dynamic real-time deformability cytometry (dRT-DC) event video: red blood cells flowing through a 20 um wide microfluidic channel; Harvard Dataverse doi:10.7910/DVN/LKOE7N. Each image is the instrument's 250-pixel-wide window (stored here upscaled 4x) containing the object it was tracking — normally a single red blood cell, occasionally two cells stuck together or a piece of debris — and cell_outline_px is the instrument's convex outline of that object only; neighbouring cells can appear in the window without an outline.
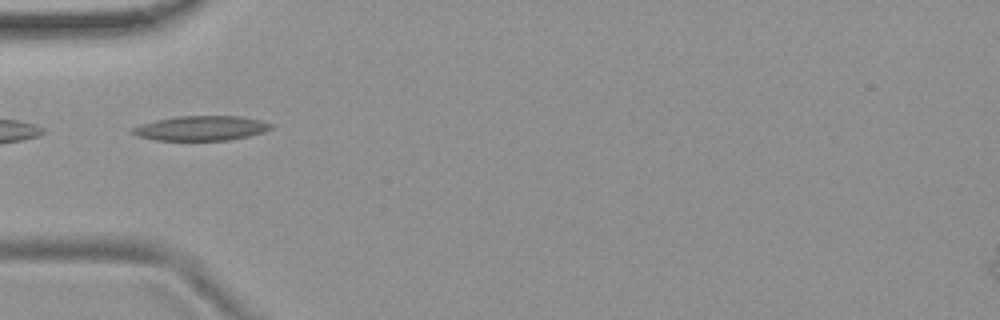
{"species": "common noctule bat (a hibernating species)", "species_latin": "Nyctalus noctula", "temperature_condition": "room temperature", "stored_images_in_passage": 30, "camera_frame_rate_fps": 3000, "um_per_image_px": 0.085, "animal": {"sex": "female", "body_mass_g": 19.9}, "frame": {"image": 1, "passage_image": 1, "time_ms": 0.0, "image_size_px": [1000, 320], "cell_outline_px": [[272, 128], [264, 132], [248, 136], [228, 140], [156, 140], [136, 136], [132, 132], [132, 128], [140, 124], [156, 120], [176, 116], [240, 116], [260, 120], [272, 124]], "centroid_in_image_um": [17.09, 10.89], "position_along_channel_um": 67.9, "area_um2": 19.88}}